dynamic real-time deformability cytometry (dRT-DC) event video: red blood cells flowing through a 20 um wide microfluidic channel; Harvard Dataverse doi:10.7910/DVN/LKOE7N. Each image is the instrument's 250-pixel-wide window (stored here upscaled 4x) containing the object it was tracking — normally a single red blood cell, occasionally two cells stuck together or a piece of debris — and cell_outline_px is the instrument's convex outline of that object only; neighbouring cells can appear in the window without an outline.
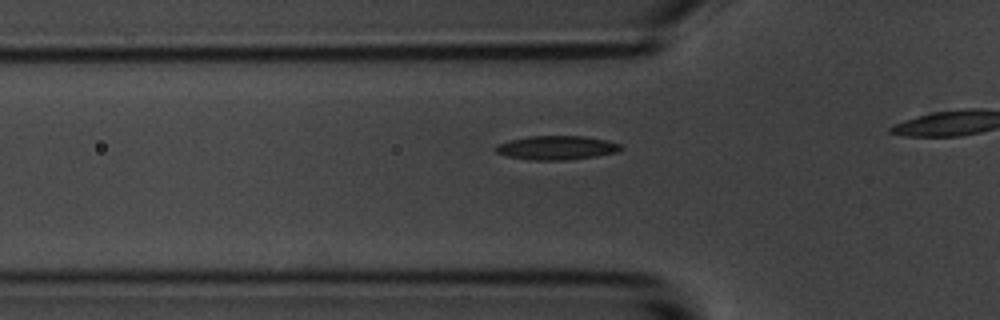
{"species": "common noctule bat (a hibernating species)", "species_latin": "Nyctalus noctula", "temperature_condition": "room temperature", "stored_images_in_passage": 15, "camera_frame_rate_fps": 3000, "um_per_image_px": 0.085, "animal": {"sex": "male", "body_mass_g": 20.1, "forearm_length_mm": 53.5}, "frame": {"image": 1, "passage_image": 9, "time_ms": 2.667, "image_size_px": [1000, 320], "cell_outline_px": [[624, 148], [616, 152], [596, 156], [564, 160], [532, 160], [504, 156], [496, 152], [492, 148], [496, 144], [508, 140], [528, 136], [584, 136], [604, 140], [620, 144]], "centroid_in_image_um": [47.23, 12.56], "position_along_channel_um": 78.6, "area_um2": 17.57}}
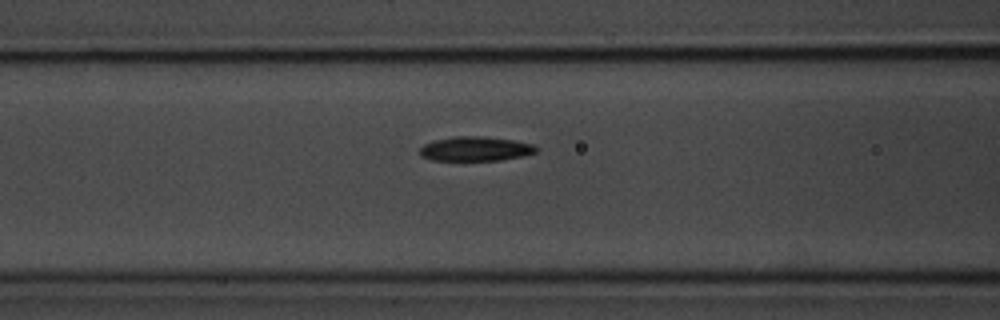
{"frame": {"image": 2, "passage_image": 13, "time_ms": 4.0, "image_size_px": [1000, 320], "cell_outline_px": [[536, 152], [520, 156], [500, 160], [432, 160], [420, 156], [420, 148], [424, 144], [432, 140], [452, 136], [484, 136], [512, 140], [532, 144], [536, 148]], "centroid_in_image_um": [40.34, 12.64], "position_along_channel_um": 126.3, "area_um2": 16.47}}